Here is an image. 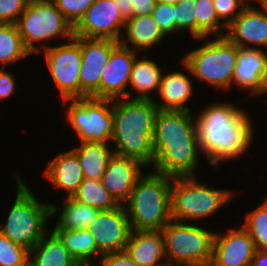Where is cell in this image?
<instances>
[{
	"label": "cell",
	"instance_id": "obj_1",
	"mask_svg": "<svg viewBox=\"0 0 267 266\" xmlns=\"http://www.w3.org/2000/svg\"><path fill=\"white\" fill-rule=\"evenodd\" d=\"M152 142L154 171L170 177L195 176L201 148L190 110H158Z\"/></svg>",
	"mask_w": 267,
	"mask_h": 266
},
{
	"label": "cell",
	"instance_id": "obj_2",
	"mask_svg": "<svg viewBox=\"0 0 267 266\" xmlns=\"http://www.w3.org/2000/svg\"><path fill=\"white\" fill-rule=\"evenodd\" d=\"M202 153L211 165L233 160L251 146L253 126L244 110L228 102H217L206 107L196 117Z\"/></svg>",
	"mask_w": 267,
	"mask_h": 266
},
{
	"label": "cell",
	"instance_id": "obj_3",
	"mask_svg": "<svg viewBox=\"0 0 267 266\" xmlns=\"http://www.w3.org/2000/svg\"><path fill=\"white\" fill-rule=\"evenodd\" d=\"M157 112L153 99H114L111 139L116 147L114 155L136 159L145 166L153 165L152 138Z\"/></svg>",
	"mask_w": 267,
	"mask_h": 266
},
{
	"label": "cell",
	"instance_id": "obj_4",
	"mask_svg": "<svg viewBox=\"0 0 267 266\" xmlns=\"http://www.w3.org/2000/svg\"><path fill=\"white\" fill-rule=\"evenodd\" d=\"M172 177L163 173H144L138 178L123 204L131 230L161 231L171 220Z\"/></svg>",
	"mask_w": 267,
	"mask_h": 266
},
{
	"label": "cell",
	"instance_id": "obj_5",
	"mask_svg": "<svg viewBox=\"0 0 267 266\" xmlns=\"http://www.w3.org/2000/svg\"><path fill=\"white\" fill-rule=\"evenodd\" d=\"M15 176L16 198L5 220L6 224L0 227V232L14 244L30 251L47 234L46 223L49 217L57 213L58 208L55 204H41L18 172Z\"/></svg>",
	"mask_w": 267,
	"mask_h": 266
},
{
	"label": "cell",
	"instance_id": "obj_6",
	"mask_svg": "<svg viewBox=\"0 0 267 266\" xmlns=\"http://www.w3.org/2000/svg\"><path fill=\"white\" fill-rule=\"evenodd\" d=\"M238 51L239 47L226 36H216L187 53L181 65L198 80L206 81L216 89L227 90L232 85Z\"/></svg>",
	"mask_w": 267,
	"mask_h": 266
},
{
	"label": "cell",
	"instance_id": "obj_7",
	"mask_svg": "<svg viewBox=\"0 0 267 266\" xmlns=\"http://www.w3.org/2000/svg\"><path fill=\"white\" fill-rule=\"evenodd\" d=\"M232 196L230 190L201 185L195 176L172 177L171 217L180 222L204 219L229 202Z\"/></svg>",
	"mask_w": 267,
	"mask_h": 266
},
{
	"label": "cell",
	"instance_id": "obj_8",
	"mask_svg": "<svg viewBox=\"0 0 267 266\" xmlns=\"http://www.w3.org/2000/svg\"><path fill=\"white\" fill-rule=\"evenodd\" d=\"M161 232L168 264L209 266L214 232L173 219Z\"/></svg>",
	"mask_w": 267,
	"mask_h": 266
},
{
	"label": "cell",
	"instance_id": "obj_9",
	"mask_svg": "<svg viewBox=\"0 0 267 266\" xmlns=\"http://www.w3.org/2000/svg\"><path fill=\"white\" fill-rule=\"evenodd\" d=\"M25 47L33 53L41 51L35 43L51 38H74V27L57 9L53 1L28 0L17 23Z\"/></svg>",
	"mask_w": 267,
	"mask_h": 266
},
{
	"label": "cell",
	"instance_id": "obj_10",
	"mask_svg": "<svg viewBox=\"0 0 267 266\" xmlns=\"http://www.w3.org/2000/svg\"><path fill=\"white\" fill-rule=\"evenodd\" d=\"M66 102L69 104L67 119L80 143H108L112 139L113 100L83 97L63 100V103ZM108 106H111L110 109Z\"/></svg>",
	"mask_w": 267,
	"mask_h": 266
},
{
	"label": "cell",
	"instance_id": "obj_11",
	"mask_svg": "<svg viewBox=\"0 0 267 266\" xmlns=\"http://www.w3.org/2000/svg\"><path fill=\"white\" fill-rule=\"evenodd\" d=\"M70 43L47 47L43 51L48 69L62 100L81 98L79 71L82 63L80 45L71 39Z\"/></svg>",
	"mask_w": 267,
	"mask_h": 266
},
{
	"label": "cell",
	"instance_id": "obj_12",
	"mask_svg": "<svg viewBox=\"0 0 267 266\" xmlns=\"http://www.w3.org/2000/svg\"><path fill=\"white\" fill-rule=\"evenodd\" d=\"M81 47L82 63L79 71L81 98H100V80L112 51L120 44L112 39L73 38Z\"/></svg>",
	"mask_w": 267,
	"mask_h": 266
},
{
	"label": "cell",
	"instance_id": "obj_13",
	"mask_svg": "<svg viewBox=\"0 0 267 266\" xmlns=\"http://www.w3.org/2000/svg\"><path fill=\"white\" fill-rule=\"evenodd\" d=\"M87 229L95 239L100 258L109 253L125 251L131 233L128 214L122 204L100 211Z\"/></svg>",
	"mask_w": 267,
	"mask_h": 266
},
{
	"label": "cell",
	"instance_id": "obj_14",
	"mask_svg": "<svg viewBox=\"0 0 267 266\" xmlns=\"http://www.w3.org/2000/svg\"><path fill=\"white\" fill-rule=\"evenodd\" d=\"M125 22L114 0H95L74 26V36L120 41Z\"/></svg>",
	"mask_w": 267,
	"mask_h": 266
},
{
	"label": "cell",
	"instance_id": "obj_15",
	"mask_svg": "<svg viewBox=\"0 0 267 266\" xmlns=\"http://www.w3.org/2000/svg\"><path fill=\"white\" fill-rule=\"evenodd\" d=\"M256 251L248 231L242 226L228 229L227 234L214 233L209 266H248Z\"/></svg>",
	"mask_w": 267,
	"mask_h": 266
},
{
	"label": "cell",
	"instance_id": "obj_16",
	"mask_svg": "<svg viewBox=\"0 0 267 266\" xmlns=\"http://www.w3.org/2000/svg\"><path fill=\"white\" fill-rule=\"evenodd\" d=\"M137 52L119 44L111 53L105 65L100 80V98L121 99L129 98L130 92L126 90L129 85L132 65Z\"/></svg>",
	"mask_w": 267,
	"mask_h": 266
},
{
	"label": "cell",
	"instance_id": "obj_17",
	"mask_svg": "<svg viewBox=\"0 0 267 266\" xmlns=\"http://www.w3.org/2000/svg\"><path fill=\"white\" fill-rule=\"evenodd\" d=\"M227 30L225 36L239 48L261 49L264 46L267 50V11L262 7L259 9L248 4Z\"/></svg>",
	"mask_w": 267,
	"mask_h": 266
},
{
	"label": "cell",
	"instance_id": "obj_18",
	"mask_svg": "<svg viewBox=\"0 0 267 266\" xmlns=\"http://www.w3.org/2000/svg\"><path fill=\"white\" fill-rule=\"evenodd\" d=\"M143 166L136 159L117 155L109 160L100 180L118 204L123 205L128 200L138 178L143 174Z\"/></svg>",
	"mask_w": 267,
	"mask_h": 266
},
{
	"label": "cell",
	"instance_id": "obj_19",
	"mask_svg": "<svg viewBox=\"0 0 267 266\" xmlns=\"http://www.w3.org/2000/svg\"><path fill=\"white\" fill-rule=\"evenodd\" d=\"M125 252L138 266H166L161 231L131 230Z\"/></svg>",
	"mask_w": 267,
	"mask_h": 266
},
{
	"label": "cell",
	"instance_id": "obj_20",
	"mask_svg": "<svg viewBox=\"0 0 267 266\" xmlns=\"http://www.w3.org/2000/svg\"><path fill=\"white\" fill-rule=\"evenodd\" d=\"M265 64L263 49L239 48L236 67L232 76V84L246 90L252 95L263 94L262 76Z\"/></svg>",
	"mask_w": 267,
	"mask_h": 266
},
{
	"label": "cell",
	"instance_id": "obj_21",
	"mask_svg": "<svg viewBox=\"0 0 267 266\" xmlns=\"http://www.w3.org/2000/svg\"><path fill=\"white\" fill-rule=\"evenodd\" d=\"M45 176L57 189L72 197L84 180L77 155L70 149L55 156L45 169Z\"/></svg>",
	"mask_w": 267,
	"mask_h": 266
},
{
	"label": "cell",
	"instance_id": "obj_22",
	"mask_svg": "<svg viewBox=\"0 0 267 266\" xmlns=\"http://www.w3.org/2000/svg\"><path fill=\"white\" fill-rule=\"evenodd\" d=\"M192 87L191 80L183 72L162 73L158 90L162 101L153 99V102L158 110H190L186 103L191 99Z\"/></svg>",
	"mask_w": 267,
	"mask_h": 266
},
{
	"label": "cell",
	"instance_id": "obj_23",
	"mask_svg": "<svg viewBox=\"0 0 267 266\" xmlns=\"http://www.w3.org/2000/svg\"><path fill=\"white\" fill-rule=\"evenodd\" d=\"M126 28V29H125ZM124 32L126 39H120L122 46L131 48L133 51L144 52L153 48L166 36L159 25L154 21L152 15H144L126 19ZM133 45L130 47L129 42Z\"/></svg>",
	"mask_w": 267,
	"mask_h": 266
},
{
	"label": "cell",
	"instance_id": "obj_24",
	"mask_svg": "<svg viewBox=\"0 0 267 266\" xmlns=\"http://www.w3.org/2000/svg\"><path fill=\"white\" fill-rule=\"evenodd\" d=\"M28 266H79V264L52 231L48 238L45 234L29 251Z\"/></svg>",
	"mask_w": 267,
	"mask_h": 266
},
{
	"label": "cell",
	"instance_id": "obj_25",
	"mask_svg": "<svg viewBox=\"0 0 267 266\" xmlns=\"http://www.w3.org/2000/svg\"><path fill=\"white\" fill-rule=\"evenodd\" d=\"M108 146L107 143L82 142L71 149L77 155L84 178L101 179L114 155Z\"/></svg>",
	"mask_w": 267,
	"mask_h": 266
},
{
	"label": "cell",
	"instance_id": "obj_26",
	"mask_svg": "<svg viewBox=\"0 0 267 266\" xmlns=\"http://www.w3.org/2000/svg\"><path fill=\"white\" fill-rule=\"evenodd\" d=\"M53 232L59 237L78 264H94L92 257L96 255L99 257L95 239L88 229H54Z\"/></svg>",
	"mask_w": 267,
	"mask_h": 266
},
{
	"label": "cell",
	"instance_id": "obj_27",
	"mask_svg": "<svg viewBox=\"0 0 267 266\" xmlns=\"http://www.w3.org/2000/svg\"><path fill=\"white\" fill-rule=\"evenodd\" d=\"M162 72L155 61L144 55L140 60L135 58L132 65L129 84L138 93L135 99H152L150 92L159 90Z\"/></svg>",
	"mask_w": 267,
	"mask_h": 266
},
{
	"label": "cell",
	"instance_id": "obj_28",
	"mask_svg": "<svg viewBox=\"0 0 267 266\" xmlns=\"http://www.w3.org/2000/svg\"><path fill=\"white\" fill-rule=\"evenodd\" d=\"M63 210L54 229L83 230L87 229L101 210L65 197Z\"/></svg>",
	"mask_w": 267,
	"mask_h": 266
},
{
	"label": "cell",
	"instance_id": "obj_29",
	"mask_svg": "<svg viewBox=\"0 0 267 266\" xmlns=\"http://www.w3.org/2000/svg\"><path fill=\"white\" fill-rule=\"evenodd\" d=\"M76 201L99 210H110L119 204L102 185L100 179L84 178L78 191L72 196Z\"/></svg>",
	"mask_w": 267,
	"mask_h": 266
},
{
	"label": "cell",
	"instance_id": "obj_30",
	"mask_svg": "<svg viewBox=\"0 0 267 266\" xmlns=\"http://www.w3.org/2000/svg\"><path fill=\"white\" fill-rule=\"evenodd\" d=\"M31 55L25 47L16 24L0 23V63L17 62L21 58Z\"/></svg>",
	"mask_w": 267,
	"mask_h": 266
},
{
	"label": "cell",
	"instance_id": "obj_31",
	"mask_svg": "<svg viewBox=\"0 0 267 266\" xmlns=\"http://www.w3.org/2000/svg\"><path fill=\"white\" fill-rule=\"evenodd\" d=\"M195 15L196 39L205 40L211 33L215 37L225 36V33L223 34L220 29L225 28L226 30L227 27L219 20L213 0H195Z\"/></svg>",
	"mask_w": 267,
	"mask_h": 266
},
{
	"label": "cell",
	"instance_id": "obj_32",
	"mask_svg": "<svg viewBox=\"0 0 267 266\" xmlns=\"http://www.w3.org/2000/svg\"><path fill=\"white\" fill-rule=\"evenodd\" d=\"M243 227L248 231L256 249L267 250V198L258 208L246 214Z\"/></svg>",
	"mask_w": 267,
	"mask_h": 266
},
{
	"label": "cell",
	"instance_id": "obj_33",
	"mask_svg": "<svg viewBox=\"0 0 267 266\" xmlns=\"http://www.w3.org/2000/svg\"><path fill=\"white\" fill-rule=\"evenodd\" d=\"M29 251L0 232V266H28Z\"/></svg>",
	"mask_w": 267,
	"mask_h": 266
},
{
	"label": "cell",
	"instance_id": "obj_34",
	"mask_svg": "<svg viewBox=\"0 0 267 266\" xmlns=\"http://www.w3.org/2000/svg\"><path fill=\"white\" fill-rule=\"evenodd\" d=\"M195 0H184L175 4V31H182L186 28L191 37L196 39V18Z\"/></svg>",
	"mask_w": 267,
	"mask_h": 266
},
{
	"label": "cell",
	"instance_id": "obj_35",
	"mask_svg": "<svg viewBox=\"0 0 267 266\" xmlns=\"http://www.w3.org/2000/svg\"><path fill=\"white\" fill-rule=\"evenodd\" d=\"M57 9L74 27L95 0H53Z\"/></svg>",
	"mask_w": 267,
	"mask_h": 266
},
{
	"label": "cell",
	"instance_id": "obj_36",
	"mask_svg": "<svg viewBox=\"0 0 267 266\" xmlns=\"http://www.w3.org/2000/svg\"><path fill=\"white\" fill-rule=\"evenodd\" d=\"M125 19L152 15L156 0H114Z\"/></svg>",
	"mask_w": 267,
	"mask_h": 266
},
{
	"label": "cell",
	"instance_id": "obj_37",
	"mask_svg": "<svg viewBox=\"0 0 267 266\" xmlns=\"http://www.w3.org/2000/svg\"><path fill=\"white\" fill-rule=\"evenodd\" d=\"M152 18L166 35L175 32V5L169 3H156Z\"/></svg>",
	"mask_w": 267,
	"mask_h": 266
},
{
	"label": "cell",
	"instance_id": "obj_38",
	"mask_svg": "<svg viewBox=\"0 0 267 266\" xmlns=\"http://www.w3.org/2000/svg\"><path fill=\"white\" fill-rule=\"evenodd\" d=\"M246 0H213L214 8L219 20L227 27L248 5Z\"/></svg>",
	"mask_w": 267,
	"mask_h": 266
},
{
	"label": "cell",
	"instance_id": "obj_39",
	"mask_svg": "<svg viewBox=\"0 0 267 266\" xmlns=\"http://www.w3.org/2000/svg\"><path fill=\"white\" fill-rule=\"evenodd\" d=\"M28 0H0V23L16 24Z\"/></svg>",
	"mask_w": 267,
	"mask_h": 266
},
{
	"label": "cell",
	"instance_id": "obj_40",
	"mask_svg": "<svg viewBox=\"0 0 267 266\" xmlns=\"http://www.w3.org/2000/svg\"><path fill=\"white\" fill-rule=\"evenodd\" d=\"M100 264L102 266H138L125 251L103 255L100 258Z\"/></svg>",
	"mask_w": 267,
	"mask_h": 266
},
{
	"label": "cell",
	"instance_id": "obj_41",
	"mask_svg": "<svg viewBox=\"0 0 267 266\" xmlns=\"http://www.w3.org/2000/svg\"><path fill=\"white\" fill-rule=\"evenodd\" d=\"M15 84L14 76L3 68H0V99L11 97L16 89Z\"/></svg>",
	"mask_w": 267,
	"mask_h": 266
},
{
	"label": "cell",
	"instance_id": "obj_42",
	"mask_svg": "<svg viewBox=\"0 0 267 266\" xmlns=\"http://www.w3.org/2000/svg\"><path fill=\"white\" fill-rule=\"evenodd\" d=\"M251 266H267V250L256 249Z\"/></svg>",
	"mask_w": 267,
	"mask_h": 266
},
{
	"label": "cell",
	"instance_id": "obj_43",
	"mask_svg": "<svg viewBox=\"0 0 267 266\" xmlns=\"http://www.w3.org/2000/svg\"><path fill=\"white\" fill-rule=\"evenodd\" d=\"M262 82H263L264 94H265V92L267 93V50H265V64H264Z\"/></svg>",
	"mask_w": 267,
	"mask_h": 266
},
{
	"label": "cell",
	"instance_id": "obj_44",
	"mask_svg": "<svg viewBox=\"0 0 267 266\" xmlns=\"http://www.w3.org/2000/svg\"><path fill=\"white\" fill-rule=\"evenodd\" d=\"M184 0H156L157 3H169V4H178L183 2Z\"/></svg>",
	"mask_w": 267,
	"mask_h": 266
},
{
	"label": "cell",
	"instance_id": "obj_45",
	"mask_svg": "<svg viewBox=\"0 0 267 266\" xmlns=\"http://www.w3.org/2000/svg\"><path fill=\"white\" fill-rule=\"evenodd\" d=\"M260 5L261 7L267 11V0H256Z\"/></svg>",
	"mask_w": 267,
	"mask_h": 266
},
{
	"label": "cell",
	"instance_id": "obj_46",
	"mask_svg": "<svg viewBox=\"0 0 267 266\" xmlns=\"http://www.w3.org/2000/svg\"><path fill=\"white\" fill-rule=\"evenodd\" d=\"M100 266H102L101 264H98ZM79 266H97L95 263L92 265V264H79Z\"/></svg>",
	"mask_w": 267,
	"mask_h": 266
},
{
	"label": "cell",
	"instance_id": "obj_47",
	"mask_svg": "<svg viewBox=\"0 0 267 266\" xmlns=\"http://www.w3.org/2000/svg\"><path fill=\"white\" fill-rule=\"evenodd\" d=\"M166 266H189V265H173V264H167Z\"/></svg>",
	"mask_w": 267,
	"mask_h": 266
}]
</instances>
